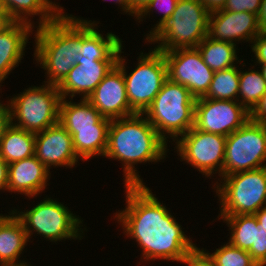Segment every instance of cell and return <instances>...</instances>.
I'll use <instances>...</instances> for the list:
<instances>
[{"label": "cell", "mask_w": 266, "mask_h": 266, "mask_svg": "<svg viewBox=\"0 0 266 266\" xmlns=\"http://www.w3.org/2000/svg\"><path fill=\"white\" fill-rule=\"evenodd\" d=\"M200 1L208 9L210 13L223 9L227 3V0H200Z\"/></svg>", "instance_id": "f35d334b"}, {"label": "cell", "mask_w": 266, "mask_h": 266, "mask_svg": "<svg viewBox=\"0 0 266 266\" xmlns=\"http://www.w3.org/2000/svg\"><path fill=\"white\" fill-rule=\"evenodd\" d=\"M195 103L184 85L167 79L143 114L168 144L167 138L175 142L194 127Z\"/></svg>", "instance_id": "277c9868"}, {"label": "cell", "mask_w": 266, "mask_h": 266, "mask_svg": "<svg viewBox=\"0 0 266 266\" xmlns=\"http://www.w3.org/2000/svg\"><path fill=\"white\" fill-rule=\"evenodd\" d=\"M62 12L54 21L36 27L34 59L45 70V83L58 85L80 57L82 21Z\"/></svg>", "instance_id": "3957f363"}, {"label": "cell", "mask_w": 266, "mask_h": 266, "mask_svg": "<svg viewBox=\"0 0 266 266\" xmlns=\"http://www.w3.org/2000/svg\"><path fill=\"white\" fill-rule=\"evenodd\" d=\"M87 100L103 117L109 119L135 114L127 99L123 72L117 64L106 74Z\"/></svg>", "instance_id": "9a60e30c"}, {"label": "cell", "mask_w": 266, "mask_h": 266, "mask_svg": "<svg viewBox=\"0 0 266 266\" xmlns=\"http://www.w3.org/2000/svg\"><path fill=\"white\" fill-rule=\"evenodd\" d=\"M12 21L4 11H0V32L7 27Z\"/></svg>", "instance_id": "b9f144b4"}, {"label": "cell", "mask_w": 266, "mask_h": 266, "mask_svg": "<svg viewBox=\"0 0 266 266\" xmlns=\"http://www.w3.org/2000/svg\"><path fill=\"white\" fill-rule=\"evenodd\" d=\"M68 133L72 136L74 150L79 159L87 161L96 156H104L108 128L77 129V132Z\"/></svg>", "instance_id": "4316f807"}, {"label": "cell", "mask_w": 266, "mask_h": 266, "mask_svg": "<svg viewBox=\"0 0 266 266\" xmlns=\"http://www.w3.org/2000/svg\"><path fill=\"white\" fill-rule=\"evenodd\" d=\"M2 3L4 12L11 21L28 23L33 27L54 21L64 11L63 7L52 0H2ZM34 15H39L38 26H34V21H31Z\"/></svg>", "instance_id": "cb8c5ba5"}, {"label": "cell", "mask_w": 266, "mask_h": 266, "mask_svg": "<svg viewBox=\"0 0 266 266\" xmlns=\"http://www.w3.org/2000/svg\"><path fill=\"white\" fill-rule=\"evenodd\" d=\"M168 150L167 143L143 113L111 119L104 157L121 161L123 184L145 185L135 164L156 163L166 158Z\"/></svg>", "instance_id": "7a4b0ae2"}, {"label": "cell", "mask_w": 266, "mask_h": 266, "mask_svg": "<svg viewBox=\"0 0 266 266\" xmlns=\"http://www.w3.org/2000/svg\"><path fill=\"white\" fill-rule=\"evenodd\" d=\"M197 48L203 57L204 63L213 72L236 66V63H234L236 61L242 67L245 64L241 62L242 59L237 57L238 54L236 52L239 49L233 43L213 40L207 36L197 45Z\"/></svg>", "instance_id": "484cf974"}, {"label": "cell", "mask_w": 266, "mask_h": 266, "mask_svg": "<svg viewBox=\"0 0 266 266\" xmlns=\"http://www.w3.org/2000/svg\"><path fill=\"white\" fill-rule=\"evenodd\" d=\"M151 0H129V15L137 17Z\"/></svg>", "instance_id": "8d00e7d4"}, {"label": "cell", "mask_w": 266, "mask_h": 266, "mask_svg": "<svg viewBox=\"0 0 266 266\" xmlns=\"http://www.w3.org/2000/svg\"><path fill=\"white\" fill-rule=\"evenodd\" d=\"M258 22L261 33H266V0L261 1Z\"/></svg>", "instance_id": "ab89813d"}, {"label": "cell", "mask_w": 266, "mask_h": 266, "mask_svg": "<svg viewBox=\"0 0 266 266\" xmlns=\"http://www.w3.org/2000/svg\"><path fill=\"white\" fill-rule=\"evenodd\" d=\"M33 28L28 23L12 21L0 32V86L25 56L29 36L35 31Z\"/></svg>", "instance_id": "ffe728a7"}, {"label": "cell", "mask_w": 266, "mask_h": 266, "mask_svg": "<svg viewBox=\"0 0 266 266\" xmlns=\"http://www.w3.org/2000/svg\"><path fill=\"white\" fill-rule=\"evenodd\" d=\"M8 213L0 214V266H24L27 262L20 255L30 241L21 221L12 211Z\"/></svg>", "instance_id": "44dd1931"}, {"label": "cell", "mask_w": 266, "mask_h": 266, "mask_svg": "<svg viewBox=\"0 0 266 266\" xmlns=\"http://www.w3.org/2000/svg\"><path fill=\"white\" fill-rule=\"evenodd\" d=\"M262 0H227L226 11L230 12H250L258 16Z\"/></svg>", "instance_id": "d6a6232c"}, {"label": "cell", "mask_w": 266, "mask_h": 266, "mask_svg": "<svg viewBox=\"0 0 266 266\" xmlns=\"http://www.w3.org/2000/svg\"><path fill=\"white\" fill-rule=\"evenodd\" d=\"M0 11H4L2 0H0Z\"/></svg>", "instance_id": "f6af8a7d"}, {"label": "cell", "mask_w": 266, "mask_h": 266, "mask_svg": "<svg viewBox=\"0 0 266 266\" xmlns=\"http://www.w3.org/2000/svg\"><path fill=\"white\" fill-rule=\"evenodd\" d=\"M34 156L49 170L52 166L72 168L81 160L75 153L72 136L59 122L35 133Z\"/></svg>", "instance_id": "2e32d148"}, {"label": "cell", "mask_w": 266, "mask_h": 266, "mask_svg": "<svg viewBox=\"0 0 266 266\" xmlns=\"http://www.w3.org/2000/svg\"><path fill=\"white\" fill-rule=\"evenodd\" d=\"M219 182L212 184L221 205L219 216L255 214L266 207V167L224 176Z\"/></svg>", "instance_id": "52a82bcc"}, {"label": "cell", "mask_w": 266, "mask_h": 266, "mask_svg": "<svg viewBox=\"0 0 266 266\" xmlns=\"http://www.w3.org/2000/svg\"><path fill=\"white\" fill-rule=\"evenodd\" d=\"M266 167V123L248 120L227 136L223 177Z\"/></svg>", "instance_id": "30bf717a"}, {"label": "cell", "mask_w": 266, "mask_h": 266, "mask_svg": "<svg viewBox=\"0 0 266 266\" xmlns=\"http://www.w3.org/2000/svg\"><path fill=\"white\" fill-rule=\"evenodd\" d=\"M35 133L10 124L0 141V156L8 164L34 156Z\"/></svg>", "instance_id": "d4e9b609"}, {"label": "cell", "mask_w": 266, "mask_h": 266, "mask_svg": "<svg viewBox=\"0 0 266 266\" xmlns=\"http://www.w3.org/2000/svg\"><path fill=\"white\" fill-rule=\"evenodd\" d=\"M210 12L200 0H178L170 18L147 41L158 51L196 48L208 34Z\"/></svg>", "instance_id": "5b68a950"}, {"label": "cell", "mask_w": 266, "mask_h": 266, "mask_svg": "<svg viewBox=\"0 0 266 266\" xmlns=\"http://www.w3.org/2000/svg\"><path fill=\"white\" fill-rule=\"evenodd\" d=\"M103 1H106V0H103ZM111 1H114L116 5L118 4L119 5L118 7H121L122 9L121 11L122 12L124 11L123 13L125 14L128 13L129 15V0H111Z\"/></svg>", "instance_id": "7bdbcfd3"}, {"label": "cell", "mask_w": 266, "mask_h": 266, "mask_svg": "<svg viewBox=\"0 0 266 266\" xmlns=\"http://www.w3.org/2000/svg\"><path fill=\"white\" fill-rule=\"evenodd\" d=\"M250 119V113L238 102L200 97L196 99L194 128L228 136Z\"/></svg>", "instance_id": "4fadbf2b"}, {"label": "cell", "mask_w": 266, "mask_h": 266, "mask_svg": "<svg viewBox=\"0 0 266 266\" xmlns=\"http://www.w3.org/2000/svg\"><path fill=\"white\" fill-rule=\"evenodd\" d=\"M226 136L207 133L192 127L173 144L180 161L191 165L202 176L213 177L219 174L223 178V164L226 148Z\"/></svg>", "instance_id": "8fae6325"}, {"label": "cell", "mask_w": 266, "mask_h": 266, "mask_svg": "<svg viewBox=\"0 0 266 266\" xmlns=\"http://www.w3.org/2000/svg\"><path fill=\"white\" fill-rule=\"evenodd\" d=\"M254 215L258 220V228L266 231V207L261 208Z\"/></svg>", "instance_id": "60d3db41"}, {"label": "cell", "mask_w": 266, "mask_h": 266, "mask_svg": "<svg viewBox=\"0 0 266 266\" xmlns=\"http://www.w3.org/2000/svg\"><path fill=\"white\" fill-rule=\"evenodd\" d=\"M61 99L56 85L26 88L8 99L11 124L32 133L44 131L59 122Z\"/></svg>", "instance_id": "ba28073f"}, {"label": "cell", "mask_w": 266, "mask_h": 266, "mask_svg": "<svg viewBox=\"0 0 266 266\" xmlns=\"http://www.w3.org/2000/svg\"><path fill=\"white\" fill-rule=\"evenodd\" d=\"M208 253L215 266H259L248 251L233 246L230 242L216 248L213 253Z\"/></svg>", "instance_id": "f546056e"}, {"label": "cell", "mask_w": 266, "mask_h": 266, "mask_svg": "<svg viewBox=\"0 0 266 266\" xmlns=\"http://www.w3.org/2000/svg\"><path fill=\"white\" fill-rule=\"evenodd\" d=\"M77 19L82 21V50L79 58L117 60L121 48L124 47L121 38L112 32L106 33L104 37L97 28L98 22L81 17Z\"/></svg>", "instance_id": "7402d4cb"}, {"label": "cell", "mask_w": 266, "mask_h": 266, "mask_svg": "<svg viewBox=\"0 0 266 266\" xmlns=\"http://www.w3.org/2000/svg\"><path fill=\"white\" fill-rule=\"evenodd\" d=\"M204 248L200 249L195 246L192 250L188 251L187 254L180 260V263L187 266H215L212 257L208 251Z\"/></svg>", "instance_id": "1f68e13d"}, {"label": "cell", "mask_w": 266, "mask_h": 266, "mask_svg": "<svg viewBox=\"0 0 266 266\" xmlns=\"http://www.w3.org/2000/svg\"><path fill=\"white\" fill-rule=\"evenodd\" d=\"M250 120L257 123H266V91L258 104L250 112Z\"/></svg>", "instance_id": "e575fe53"}, {"label": "cell", "mask_w": 266, "mask_h": 266, "mask_svg": "<svg viewBox=\"0 0 266 266\" xmlns=\"http://www.w3.org/2000/svg\"><path fill=\"white\" fill-rule=\"evenodd\" d=\"M251 50L254 53L255 65H266V33H260L252 41Z\"/></svg>", "instance_id": "836d02e7"}, {"label": "cell", "mask_w": 266, "mask_h": 266, "mask_svg": "<svg viewBox=\"0 0 266 266\" xmlns=\"http://www.w3.org/2000/svg\"><path fill=\"white\" fill-rule=\"evenodd\" d=\"M116 62L117 60L79 58L77 64L57 85L61 98L73 99L79 94L82 99H87Z\"/></svg>", "instance_id": "e0dca14e"}, {"label": "cell", "mask_w": 266, "mask_h": 266, "mask_svg": "<svg viewBox=\"0 0 266 266\" xmlns=\"http://www.w3.org/2000/svg\"><path fill=\"white\" fill-rule=\"evenodd\" d=\"M252 66L247 71L239 69V92L238 102L250 113L258 104L262 95L266 91V82L264 81L259 69ZM245 71V72H244Z\"/></svg>", "instance_id": "83f0119b"}, {"label": "cell", "mask_w": 266, "mask_h": 266, "mask_svg": "<svg viewBox=\"0 0 266 266\" xmlns=\"http://www.w3.org/2000/svg\"><path fill=\"white\" fill-rule=\"evenodd\" d=\"M237 66L216 71L204 98L238 101L239 69Z\"/></svg>", "instance_id": "f1b7e54d"}, {"label": "cell", "mask_w": 266, "mask_h": 266, "mask_svg": "<svg viewBox=\"0 0 266 266\" xmlns=\"http://www.w3.org/2000/svg\"><path fill=\"white\" fill-rule=\"evenodd\" d=\"M260 67H257V68H260V72L262 74V77L264 79V81L266 82V65H259Z\"/></svg>", "instance_id": "ee69618b"}, {"label": "cell", "mask_w": 266, "mask_h": 266, "mask_svg": "<svg viewBox=\"0 0 266 266\" xmlns=\"http://www.w3.org/2000/svg\"><path fill=\"white\" fill-rule=\"evenodd\" d=\"M7 191L35 197L49 185L50 170L35 156L8 164Z\"/></svg>", "instance_id": "d6986e66"}, {"label": "cell", "mask_w": 266, "mask_h": 266, "mask_svg": "<svg viewBox=\"0 0 266 266\" xmlns=\"http://www.w3.org/2000/svg\"><path fill=\"white\" fill-rule=\"evenodd\" d=\"M229 227V242L248 251L259 266H266V231L258 228L254 214L218 216Z\"/></svg>", "instance_id": "ac0fdd59"}, {"label": "cell", "mask_w": 266, "mask_h": 266, "mask_svg": "<svg viewBox=\"0 0 266 266\" xmlns=\"http://www.w3.org/2000/svg\"><path fill=\"white\" fill-rule=\"evenodd\" d=\"M11 124L10 108L8 101L3 104L0 102V141L5 133L6 128Z\"/></svg>", "instance_id": "d590c367"}, {"label": "cell", "mask_w": 266, "mask_h": 266, "mask_svg": "<svg viewBox=\"0 0 266 266\" xmlns=\"http://www.w3.org/2000/svg\"><path fill=\"white\" fill-rule=\"evenodd\" d=\"M73 99H61L59 107V123L67 132H77V129L109 128L111 119L103 117L87 100L72 102Z\"/></svg>", "instance_id": "603a6c76"}, {"label": "cell", "mask_w": 266, "mask_h": 266, "mask_svg": "<svg viewBox=\"0 0 266 266\" xmlns=\"http://www.w3.org/2000/svg\"><path fill=\"white\" fill-rule=\"evenodd\" d=\"M17 210L13 208L11 211L23 224L28 240L34 233L55 243L66 239L81 240L84 235L83 225H80L83 220L54 198H44L30 210Z\"/></svg>", "instance_id": "8992f818"}, {"label": "cell", "mask_w": 266, "mask_h": 266, "mask_svg": "<svg viewBox=\"0 0 266 266\" xmlns=\"http://www.w3.org/2000/svg\"><path fill=\"white\" fill-rule=\"evenodd\" d=\"M122 49L123 47L116 64L121 68L124 75L130 108L135 113H144L168 79L163 52L154 48L145 54L141 51L135 69L128 74V71L126 72V59L121 56V53H124Z\"/></svg>", "instance_id": "9c48e42d"}, {"label": "cell", "mask_w": 266, "mask_h": 266, "mask_svg": "<svg viewBox=\"0 0 266 266\" xmlns=\"http://www.w3.org/2000/svg\"><path fill=\"white\" fill-rule=\"evenodd\" d=\"M170 81L184 85L197 99L209 90L214 72L204 63L198 48L163 52Z\"/></svg>", "instance_id": "7c38bea8"}, {"label": "cell", "mask_w": 266, "mask_h": 266, "mask_svg": "<svg viewBox=\"0 0 266 266\" xmlns=\"http://www.w3.org/2000/svg\"><path fill=\"white\" fill-rule=\"evenodd\" d=\"M177 2L178 0H151V2L146 6V8L135 18L139 20L137 22L140 23L141 21L143 22V20L146 19L147 15H150V12L153 13L154 10H160L159 12H162V17L159 19V22L155 24L154 28H151V30L148 31V34H146L144 41L145 43L146 40H148L170 18L176 8Z\"/></svg>", "instance_id": "4dcf8cb0"}, {"label": "cell", "mask_w": 266, "mask_h": 266, "mask_svg": "<svg viewBox=\"0 0 266 266\" xmlns=\"http://www.w3.org/2000/svg\"><path fill=\"white\" fill-rule=\"evenodd\" d=\"M126 206L114 214L125 236L142 249L141 260H180L196 245L146 185H124Z\"/></svg>", "instance_id": "6da1fadb"}, {"label": "cell", "mask_w": 266, "mask_h": 266, "mask_svg": "<svg viewBox=\"0 0 266 266\" xmlns=\"http://www.w3.org/2000/svg\"><path fill=\"white\" fill-rule=\"evenodd\" d=\"M8 173V163L0 156V191H7Z\"/></svg>", "instance_id": "74e56055"}, {"label": "cell", "mask_w": 266, "mask_h": 266, "mask_svg": "<svg viewBox=\"0 0 266 266\" xmlns=\"http://www.w3.org/2000/svg\"><path fill=\"white\" fill-rule=\"evenodd\" d=\"M261 33L258 16L250 12H230L224 9L211 12L207 36L213 40L229 42L252 41ZM237 42V43H236Z\"/></svg>", "instance_id": "5bb4252c"}]
</instances>
